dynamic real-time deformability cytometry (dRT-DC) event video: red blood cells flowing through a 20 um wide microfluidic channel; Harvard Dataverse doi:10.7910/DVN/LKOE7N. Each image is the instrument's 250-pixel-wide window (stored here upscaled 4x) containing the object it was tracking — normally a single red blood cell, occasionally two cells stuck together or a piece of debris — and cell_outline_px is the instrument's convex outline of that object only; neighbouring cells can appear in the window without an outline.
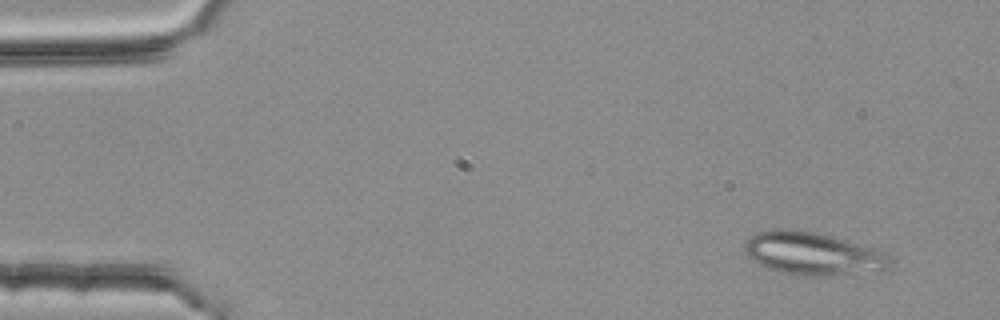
{"species": "common noctule bat (a hibernating species)", "species_latin": "Nyctalus noctula", "temperature_condition": "room temperature", "stored_images_in_passage": 3, "camera_frame_rate_fps": 3000, "um_per_image_px": 0.085, "animal": {"sex": "female", "body_mass_g": 25.1}, "frame": {"image": 1, "passage_image": 1, "time_ms": 0.0, "image_size_px": [1000, 320], "cell_outline_px": [[888, 260], [884, 268], [880, 272], [812, 276], [780, 272], [768, 268], [748, 256], [744, 248], [744, 244], [756, 232], [772, 228], [792, 228], [812, 232], [844, 240], [884, 252], [888, 256]], "centroid_in_image_um": [69.02, 21.55], "position_along_channel_um": 16.0, "area_um2": 35.55}}